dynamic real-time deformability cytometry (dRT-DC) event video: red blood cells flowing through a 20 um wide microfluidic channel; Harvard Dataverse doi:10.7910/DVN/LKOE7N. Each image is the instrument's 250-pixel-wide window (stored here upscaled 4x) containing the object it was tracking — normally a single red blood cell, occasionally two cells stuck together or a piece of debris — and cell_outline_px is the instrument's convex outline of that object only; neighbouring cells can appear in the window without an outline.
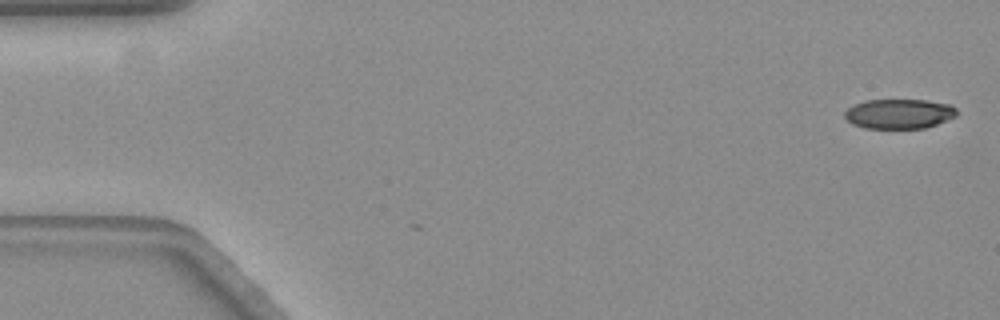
{"species": "common noctule bat (a hibernating species)", "species_latin": "Nyctalus noctula", "temperature_condition": "warm", "stored_images_in_passage": 3, "camera_frame_rate_fps": 3000, "um_per_image_px": 0.085, "animal": {"sex": "female", "body_mass_g": 19.3, "forearm_length_mm": 54.1}, "frame": {"image": 1, "passage_image": 1, "time_ms": 0.0, "image_size_px": [1000, 320], "cell_outline_px": [[956, 116], [936, 124], [924, 128], [864, 128], [852, 124], [844, 116], [844, 112], [848, 108], [864, 100], [924, 100], [952, 104], [956, 108]], "centroid_in_image_um": [76.42, 9.67], "position_along_channel_um": 8.6, "area_um2": 19.36}}